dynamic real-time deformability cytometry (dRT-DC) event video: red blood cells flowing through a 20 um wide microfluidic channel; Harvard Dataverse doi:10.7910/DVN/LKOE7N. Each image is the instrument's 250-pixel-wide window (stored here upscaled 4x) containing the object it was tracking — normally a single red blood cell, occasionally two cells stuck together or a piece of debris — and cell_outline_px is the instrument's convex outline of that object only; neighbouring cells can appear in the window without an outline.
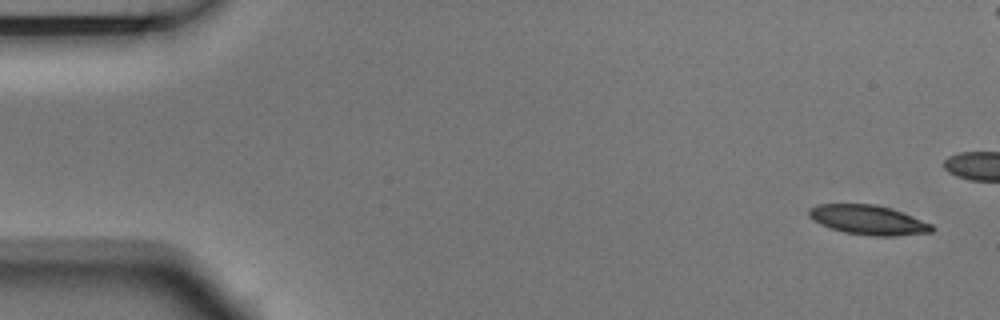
{"species": "Egyptian fruit bat (a non-hibernating species)", "species_latin": "Rousettus aegyptiacus", "temperature_condition": "room temperature", "stored_images_in_passage": 9, "camera_frame_rate_fps": 3000, "um_per_image_px": 0.085, "animal": {"sex": "male"}, "frame": {"image": 1, "passage_image": 1, "time_ms": 0.0, "image_size_px": [1000, 320], "cell_outline_px": [[936, 228], [932, 232], [892, 236], [872, 236], [844, 232], [820, 224], [808, 216], [808, 208], [816, 204], [876, 204], [892, 208], [932, 224]], "centroid_in_image_um": [73.8, 18.68], "position_along_channel_um": 11.2, "area_um2": 21.21}}
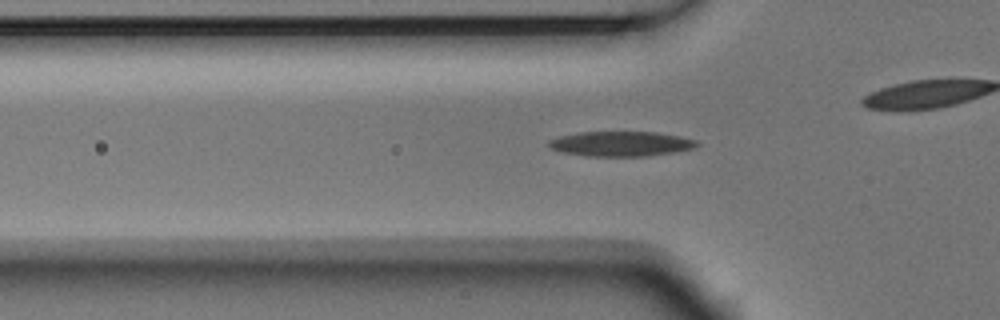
{"frame": {"image": 2, "passage_image": 6, "time_ms": 1.667, "image_size_px": [1000, 320], "cell_outline_px": [[700, 144], [696, 148], [648, 156], [588, 156], [564, 152], [552, 148], [548, 144], [548, 140], [560, 136], [576, 132], [656, 132], [680, 136], [696, 140]], "centroid_in_image_um": [52.81, 12.21], "position_along_channel_um": 73.0, "area_um2": 21.44}}
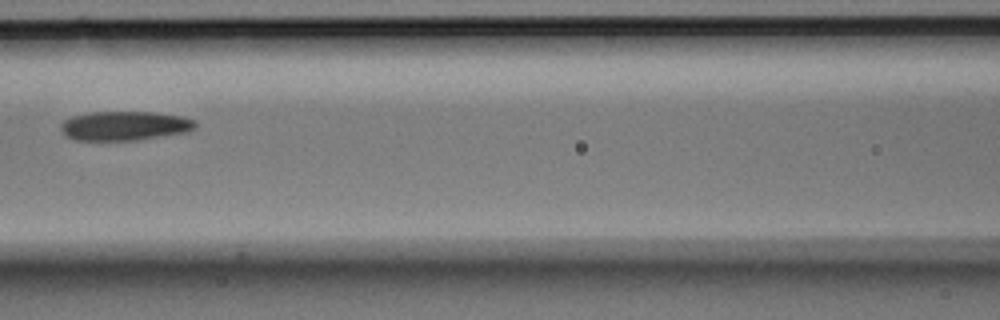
{"frame": {"image": 3, "passage_image": 9, "time_ms": 2.667, "image_size_px": [1000, 320], "cell_outline_px": [[196, 128], [188, 132], [136, 140], [76, 140], [60, 132], [60, 124], [64, 120], [72, 116], [88, 112], [152, 112], [180, 116], [196, 120]], "centroid_in_image_um": [10.58, 10.69], "position_along_channel_um": 156.0, "area_um2": 23.0}}